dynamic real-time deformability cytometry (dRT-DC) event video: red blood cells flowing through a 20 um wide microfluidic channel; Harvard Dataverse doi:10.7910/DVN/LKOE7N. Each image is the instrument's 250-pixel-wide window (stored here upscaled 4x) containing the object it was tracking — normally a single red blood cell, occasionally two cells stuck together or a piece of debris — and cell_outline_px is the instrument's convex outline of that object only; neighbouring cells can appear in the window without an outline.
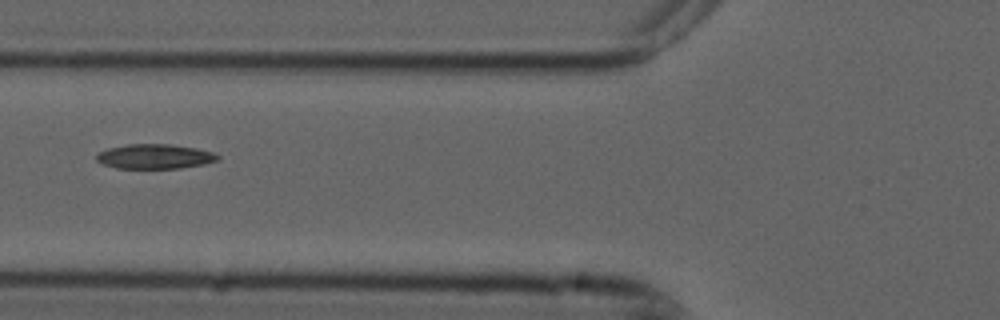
{"species": "common noctule bat (a hibernating species)", "species_latin": "Nyctalus noctula", "temperature_condition": "cold", "stored_images_in_passage": 8, "camera_frame_rate_fps": 3000, "um_per_image_px": 0.085, "animal": {"sex": "male", "forearm_length_mm": 52.5}, "frame": {"image": 1, "passage_image": 5, "time_ms": 1.333, "image_size_px": [1000, 320], "cell_outline_px": [[220, 160], [204, 164], [180, 168], [116, 168], [100, 164], [96, 160], [96, 156], [100, 152], [108, 148], [128, 144], [172, 144], [196, 148], [212, 152], [220, 156]], "centroid_in_image_um": [13.16, 13.3], "position_along_channel_um": 112.6, "area_um2": 17.51}}
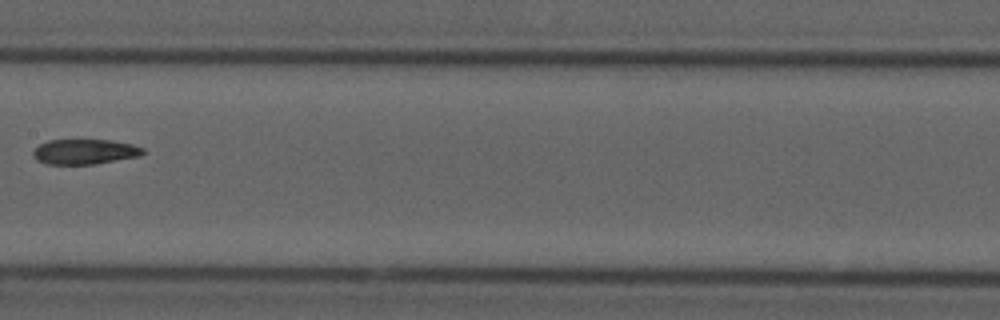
{"frame": {"image": 2, "passage_image": 7, "time_ms": 2.0, "image_size_px": [1000, 320], "cell_outline_px": [[148, 152], [140, 156], [96, 164], [48, 164], [36, 160], [32, 156], [32, 152], [40, 144], [48, 140], [112, 140], [132, 144], [144, 148]], "centroid_in_image_um": [7.24, 12.89], "position_along_channel_um": 200.2, "area_um2": 16.24}}
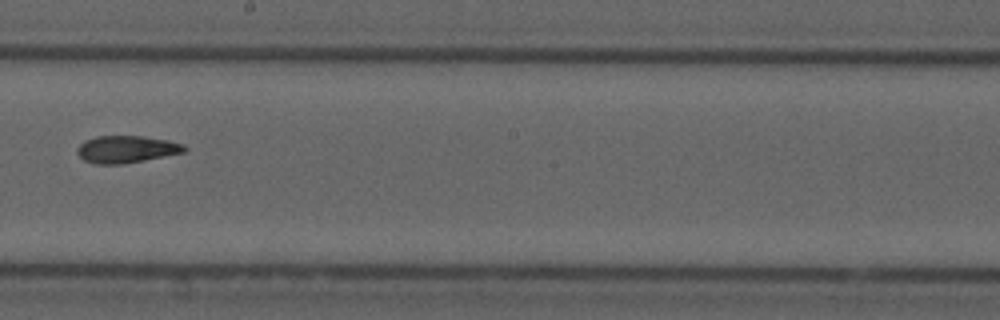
{"frame": {"image": 3, "passage_image": 8, "time_ms": 2.333, "image_size_px": [1000, 320], "cell_outline_px": [[188, 148], [184, 152], [124, 164], [96, 164], [84, 160], [76, 152], [76, 148], [84, 140], [96, 136], [144, 136], [168, 140], [184, 144]], "centroid_in_image_um": [10.73, 12.68], "position_along_channel_um": 237.5, "area_um2": 17.05}}